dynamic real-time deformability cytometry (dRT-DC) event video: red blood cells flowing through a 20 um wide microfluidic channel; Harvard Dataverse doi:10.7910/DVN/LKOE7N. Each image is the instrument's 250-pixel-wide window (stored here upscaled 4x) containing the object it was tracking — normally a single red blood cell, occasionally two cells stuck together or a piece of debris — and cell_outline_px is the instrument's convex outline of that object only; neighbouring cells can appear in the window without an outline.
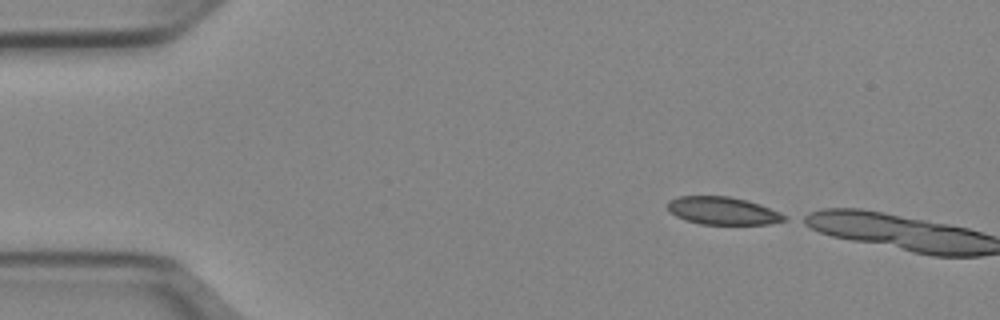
{"species": "Egyptian fruit bat (a non-hibernating species)", "species_latin": "Rousettus aegyptiacus", "temperature_condition": "cold", "stored_images_in_passage": 3, "camera_frame_rate_fps": 3000, "um_per_image_px": 0.085, "animal": {"sex": "female"}, "frame": {"image": 1, "passage_image": 1, "time_ms": 0.0, "image_size_px": [1000, 320], "cell_outline_px": [[788, 220], [768, 224], [700, 224], [684, 220], [668, 212], [668, 200], [680, 196], [728, 196], [748, 200], [760, 204], [780, 212], [788, 216]], "centroid_in_image_um": [61.44, 17.92], "position_along_channel_um": 23.6, "area_um2": 19.07}}